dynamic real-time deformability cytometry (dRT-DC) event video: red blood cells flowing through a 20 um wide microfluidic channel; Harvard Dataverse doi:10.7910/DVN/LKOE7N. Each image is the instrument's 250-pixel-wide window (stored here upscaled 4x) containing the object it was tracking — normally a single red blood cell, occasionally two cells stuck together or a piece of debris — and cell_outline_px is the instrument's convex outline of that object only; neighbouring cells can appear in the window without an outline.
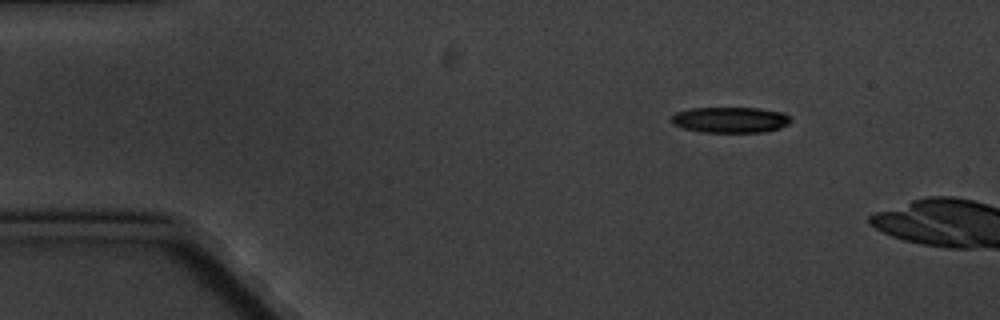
{"species": "common noctule bat (a hibernating species)", "species_latin": "Nyctalus noctula", "temperature_condition": "cold", "stored_images_in_passage": 10, "segment_of_instrument_passage": [1, 2], "camera_frame_rate_fps": 3000, "um_per_image_px": 0.085, "animal": {"sex": "male", "body_mass_g": 20.1, "forearm_length_mm": 53.5}, "frame": {"image": 1, "passage_image": 1, "time_ms": 0.0, "image_size_px": [1000, 320], "cell_outline_px": [[792, 120], [788, 124], [780, 128], [764, 132], [700, 132], [684, 128], [672, 124], [672, 116], [676, 112], [692, 108], [760, 108], [784, 112]], "centroid_in_image_um": [62.1, 10.18], "position_along_channel_um": 22.9, "area_um2": 17.98}}
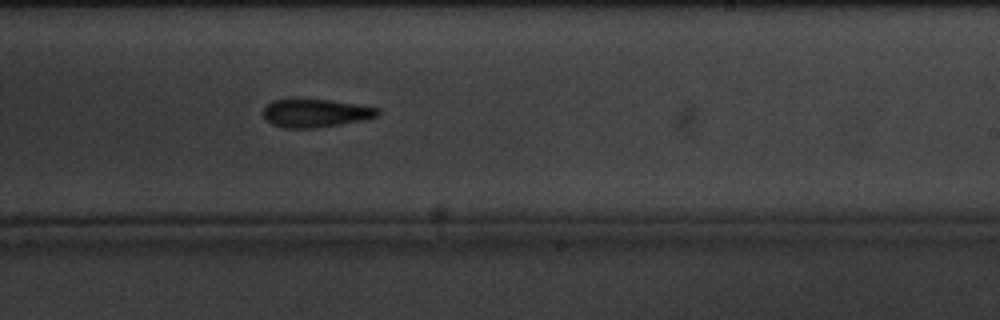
{"frame": {"image": 2, "passage_image": 9, "time_ms": 9.333, "image_size_px": [1000, 320], "cell_outline_px": [[380, 112], [376, 116], [360, 120], [340, 124], [312, 128], [284, 128], [272, 124], [264, 116], [264, 108], [272, 100], [332, 100], [380, 108]], "centroid_in_image_um": [26.83, 9.62], "position_along_channel_um": 262.2, "area_um2": 18.38}}